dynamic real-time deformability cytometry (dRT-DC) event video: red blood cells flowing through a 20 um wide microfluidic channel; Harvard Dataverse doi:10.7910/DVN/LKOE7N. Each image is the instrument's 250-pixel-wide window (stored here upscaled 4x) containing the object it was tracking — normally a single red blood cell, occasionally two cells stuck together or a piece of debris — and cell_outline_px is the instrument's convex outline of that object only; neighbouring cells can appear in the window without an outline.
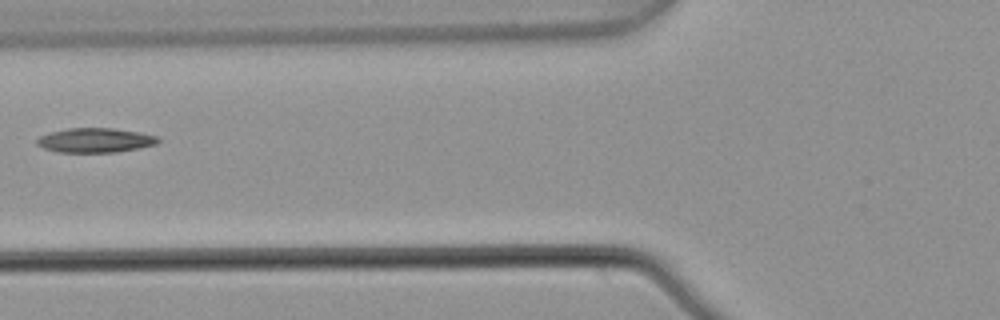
{"species": "common noctule bat (a hibernating species)", "species_latin": "Nyctalus noctula", "temperature_condition": "warm", "stored_images_in_passage": 4, "camera_frame_rate_fps": 3000, "um_per_image_px": 0.085, "animal": {"sex": "male", "body_mass_g": 21.5, "forearm_length_mm": 52.0}, "frame": {"image": 1, "passage_image": 4, "time_ms": 1.0, "image_size_px": [1000, 320], "cell_outline_px": [[160, 140], [156, 144], [116, 152], [56, 152], [44, 148], [36, 144], [36, 140], [40, 136], [52, 132], [68, 128], [112, 128], [140, 132], [156, 136]], "centroid_in_image_um": [8.07, 11.92], "position_along_channel_um": 117.7, "area_um2": 17.11}}